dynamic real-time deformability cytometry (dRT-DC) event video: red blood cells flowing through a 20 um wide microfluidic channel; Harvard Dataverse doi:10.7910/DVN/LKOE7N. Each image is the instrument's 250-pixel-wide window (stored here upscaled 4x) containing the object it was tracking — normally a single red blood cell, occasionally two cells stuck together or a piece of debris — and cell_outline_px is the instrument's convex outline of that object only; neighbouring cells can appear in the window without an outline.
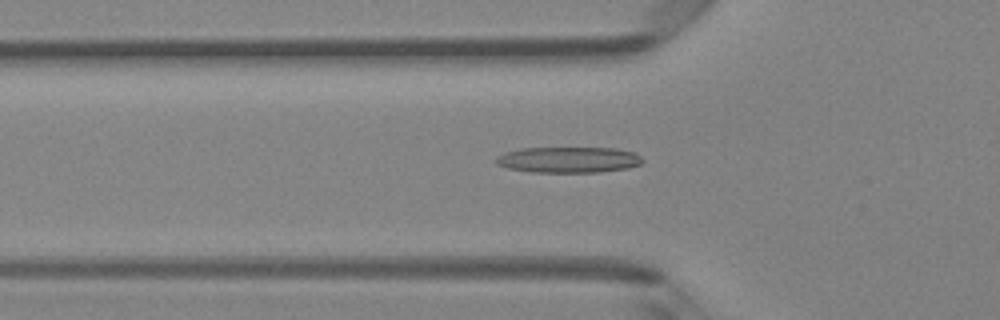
{"species": "Egyptian fruit bat (a non-hibernating species)", "species_latin": "Rousettus aegyptiacus", "temperature_condition": "room temperature", "stored_images_in_passage": 46, "camera_frame_rate_fps": 3000, "um_per_image_px": 0.085, "animal": {"sex": "female"}, "frame": {"image": 1, "passage_image": 17, "time_ms": 5.333, "image_size_px": [1000, 320], "cell_outline_px": [[644, 160], [640, 164], [628, 168], [600, 172], [528, 172], [508, 168], [496, 164], [496, 156], [504, 152], [520, 148], [616, 148], [636, 152]], "centroid_in_image_um": [48.32, 13.58], "position_along_channel_um": 77.5, "area_um2": 22.31}}
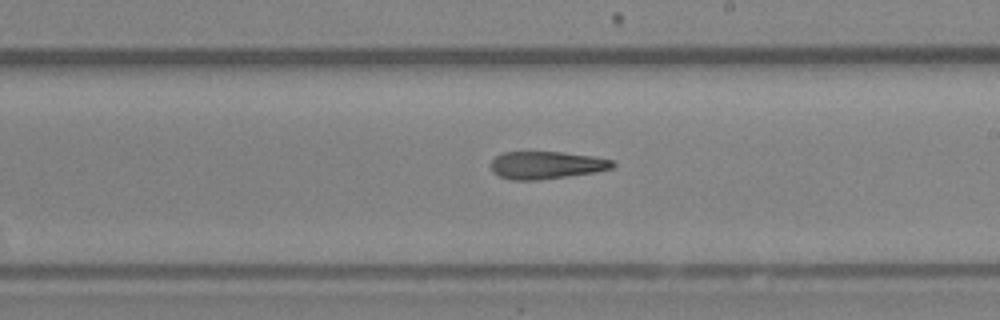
{"frame": {"image": 2, "passage_image": 29, "time_ms": 9.333, "image_size_px": [1000, 320], "cell_outline_px": [[616, 164], [612, 168], [596, 172], [540, 180], [512, 180], [500, 176], [492, 172], [492, 160], [496, 156], [504, 152], [564, 152], [592, 156], [612, 160]], "centroid_in_image_um": [46.45, 14.04], "position_along_channel_um": 242.5, "area_um2": 19.54}}
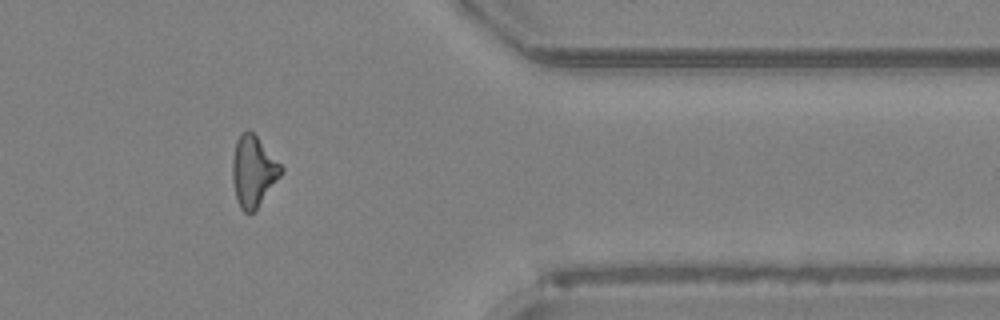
{"frame": {"image": 3, "passage_image": 41, "time_ms": 13.333, "image_size_px": [1000, 320], "cell_outline_px": [[284, 172], [256, 208], [252, 212], [244, 212], [240, 208], [236, 200], [232, 180], [232, 160], [236, 140], [248, 128], [256, 136], [284, 168]], "centroid_in_image_um": [21.52, 14.56], "position_along_channel_um": 389.9, "area_um2": 19.88}}